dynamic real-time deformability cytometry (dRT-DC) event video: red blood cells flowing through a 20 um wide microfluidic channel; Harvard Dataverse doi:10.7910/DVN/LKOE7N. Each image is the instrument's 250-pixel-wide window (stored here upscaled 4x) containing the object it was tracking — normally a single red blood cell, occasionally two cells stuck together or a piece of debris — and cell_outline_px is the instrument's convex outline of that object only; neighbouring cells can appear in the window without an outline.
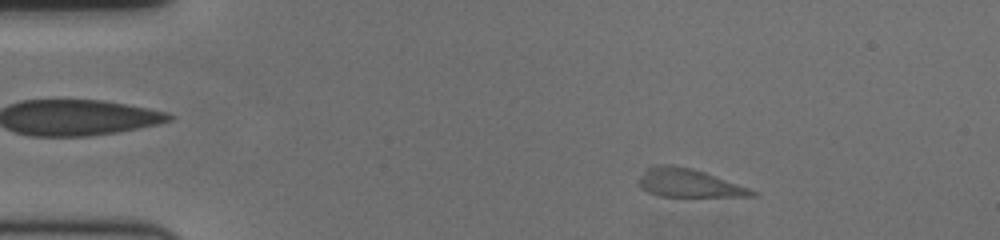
{"species": "human", "species_latin": "Homo sapiens", "temperature_condition": "cold", "stored_images_in_passage": 56, "camera_frame_rate_fps": 3000, "um_per_image_px": 0.085, "donor": {"sex": "female"}, "frame": {"image": 1, "passage_image": 7, "time_ms": 2.0, "image_size_px": [1000, 240], "cell_outline_px": [[760, 192], [756, 196], [660, 196], [648, 192], [640, 188], [636, 184], [644, 172], [652, 164], [676, 164], [692, 168], [704, 172]], "centroid_in_image_um": [58.5, 15.54], "position_along_channel_um": 26.5, "area_um2": 18.73}}
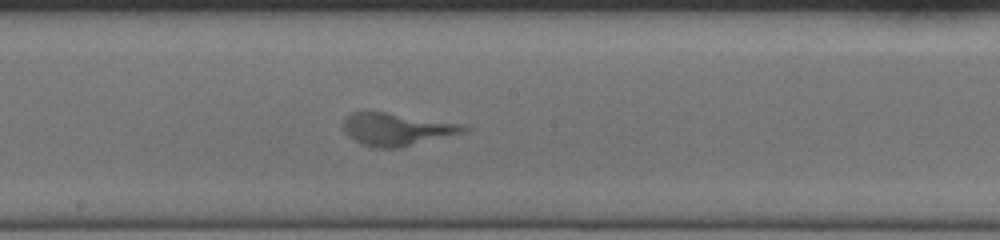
{"frame": {"image": 2, "passage_image": 29, "time_ms": 9.333, "image_size_px": [1000, 240], "cell_outline_px": [[472, 128], [468, 132], [400, 148], [372, 148], [360, 144], [344, 132], [344, 120], [352, 112], [388, 112], [468, 124]], "centroid_in_image_um": [33.84, 11.0], "position_along_channel_um": 214.4, "area_um2": 23.41}}
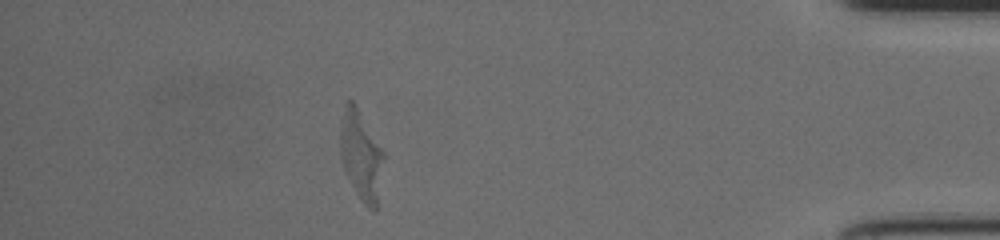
{"frame": {"image": 3, "passage_image": 49, "time_ms": 16.0, "image_size_px": [1000, 240], "cell_outline_px": [[384, 156], [376, 212], [368, 208], [360, 200], [344, 172], [340, 160], [340, 120], [348, 96], [356, 104], [384, 152]], "centroid_in_image_um": [30.66, 13.19], "position_along_channel_um": 404.5, "area_um2": 22.95}}